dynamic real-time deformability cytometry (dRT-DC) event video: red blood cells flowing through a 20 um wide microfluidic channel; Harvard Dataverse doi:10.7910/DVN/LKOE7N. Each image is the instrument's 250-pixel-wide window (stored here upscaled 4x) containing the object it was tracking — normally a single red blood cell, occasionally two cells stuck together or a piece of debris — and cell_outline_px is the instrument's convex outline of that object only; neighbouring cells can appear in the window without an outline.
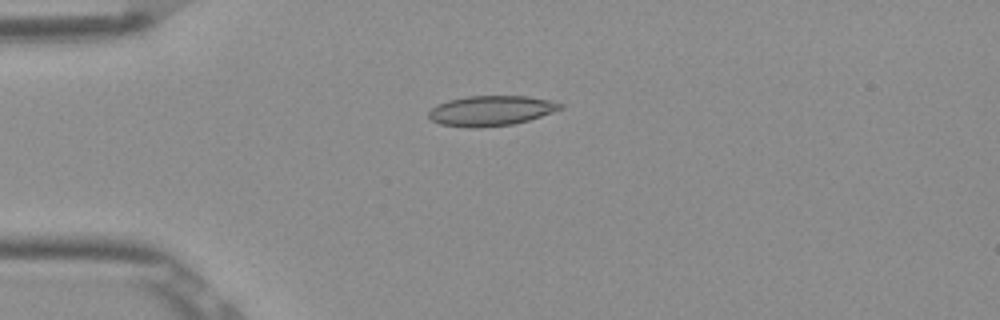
{"species": "Egyptian fruit bat (a non-hibernating species)", "species_latin": "Rousettus aegyptiacus", "temperature_condition": "room temperature", "stored_images_in_passage": 7, "camera_frame_rate_fps": 3000, "um_per_image_px": 0.085, "frame": {"image": 1, "passage_image": 4, "time_ms": 1.0, "image_size_px": [1000, 320], "cell_outline_px": [[564, 108], [528, 120], [512, 124], [480, 128], [468, 128], [440, 124], [432, 120], [428, 116], [428, 112], [432, 108], [448, 100], [468, 96], [528, 96], [548, 100], [564, 104]], "centroid_in_image_um": [41.73, 9.41], "position_along_channel_um": 43.3, "area_um2": 23.0}}
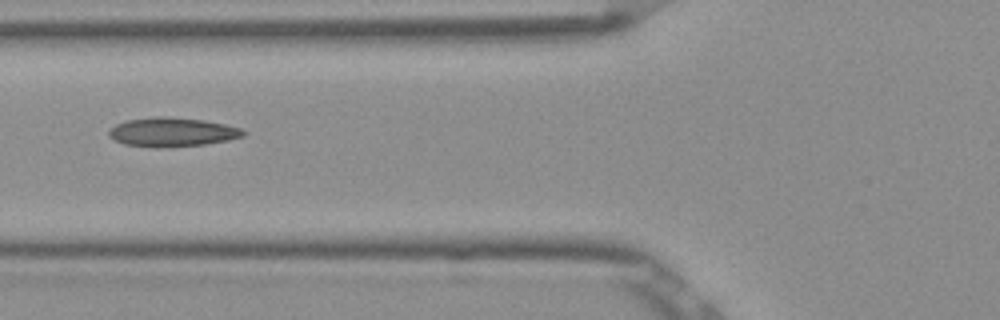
{"frame": {"image": 2, "passage_image": 6, "time_ms": 1.667, "image_size_px": [1000, 320], "cell_outline_px": [[248, 132], [244, 136], [228, 140], [204, 144], [124, 144], [108, 136], [108, 128], [116, 124], [128, 120], [156, 116], [164, 116], [204, 120], [224, 124], [240, 128]], "centroid_in_image_um": [14.67, 11.16], "position_along_channel_um": 111.1, "area_um2": 21.62}}
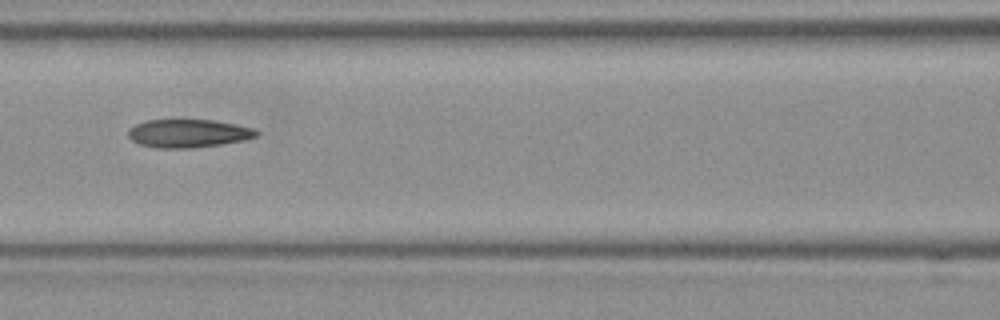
{"frame": {"image": 3, "passage_image": 7, "time_ms": 2.0, "image_size_px": [1000, 320], "cell_outline_px": [[260, 132], [256, 136], [244, 140], [220, 144], [192, 148], [156, 148], [140, 144], [132, 140], [128, 136], [128, 128], [144, 120], [216, 120], [256, 128]], "centroid_in_image_um": [16.01, 11.33], "position_along_channel_um": 150.6, "area_um2": 21.21}}